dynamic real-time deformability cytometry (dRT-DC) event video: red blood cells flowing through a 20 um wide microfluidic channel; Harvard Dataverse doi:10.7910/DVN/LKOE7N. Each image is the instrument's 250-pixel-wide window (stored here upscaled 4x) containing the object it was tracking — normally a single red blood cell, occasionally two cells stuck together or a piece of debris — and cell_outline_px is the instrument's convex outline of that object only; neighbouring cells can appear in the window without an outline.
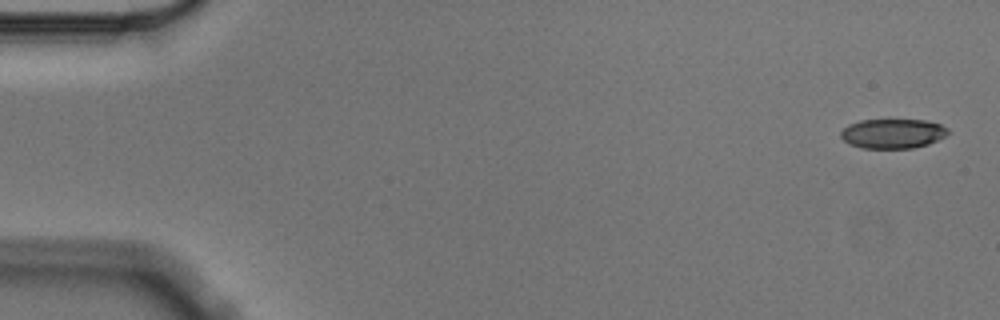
{"species": "Egyptian fruit bat (a non-hibernating species)", "species_latin": "Rousettus aegyptiacus", "temperature_condition": "cold", "stored_images_in_passage": 5, "camera_frame_rate_fps": 3000, "um_per_image_px": 0.085, "animal": {"sex": "male"}, "frame": {"image": 1, "passage_image": 1, "time_ms": 0.0, "image_size_px": [1000, 320], "cell_outline_px": [[948, 132], [944, 136], [928, 144], [912, 148], [860, 148], [848, 144], [840, 136], [840, 132], [848, 124], [860, 120], [888, 116], [924, 120], [940, 124], [948, 128]], "centroid_in_image_um": [75.83, 11.29], "position_along_channel_um": 9.2, "area_um2": 19.36}}
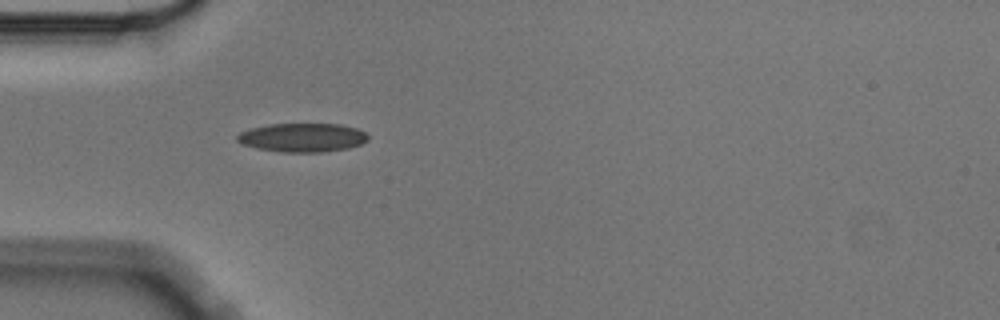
{"frame": {"image": 2, "passage_image": 5, "time_ms": 1.333, "image_size_px": [1000, 320], "cell_outline_px": [[368, 140], [360, 144], [348, 148], [320, 152], [280, 152], [256, 148], [240, 144], [236, 140], [236, 136], [240, 132], [252, 128], [272, 124], [340, 124], [356, 128], [364, 132], [368, 136]], "centroid_in_image_um": [25.68, 11.69], "position_along_channel_um": 59.3, "area_um2": 21.91}}